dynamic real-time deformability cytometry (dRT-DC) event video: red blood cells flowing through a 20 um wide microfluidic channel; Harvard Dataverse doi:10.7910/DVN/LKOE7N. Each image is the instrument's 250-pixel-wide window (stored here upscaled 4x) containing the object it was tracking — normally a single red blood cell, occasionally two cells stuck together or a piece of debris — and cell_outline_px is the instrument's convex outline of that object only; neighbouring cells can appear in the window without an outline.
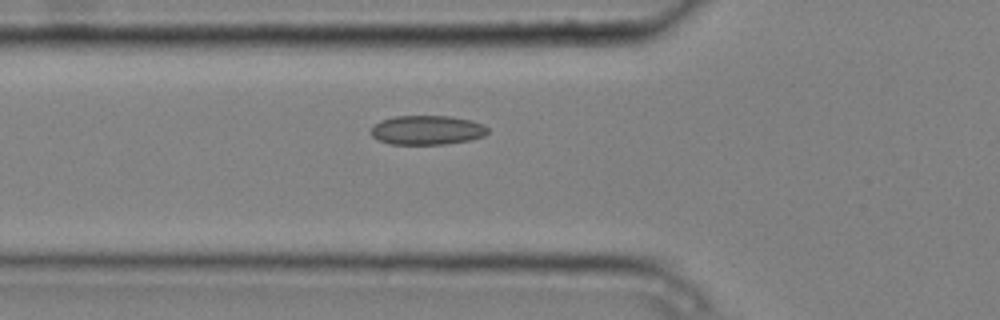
{"species": "common noctule bat (a hibernating species)", "species_latin": "Nyctalus noctula", "temperature_condition": "cold", "stored_images_in_passage": 6, "camera_frame_rate_fps": 3000, "um_per_image_px": 0.085, "animal": {"sex": "male", "body_mass_g": 20.4}, "frame": {"image": 1, "passage_image": 6, "time_ms": 1.667, "image_size_px": [1000, 320], "cell_outline_px": [[488, 132], [484, 136], [468, 140], [444, 144], [392, 144], [380, 140], [372, 136], [368, 132], [380, 120], [396, 116], [452, 116], [472, 120], [484, 124], [488, 128]], "centroid_in_image_um": [36.31, 11.05], "position_along_channel_um": 89.5, "area_um2": 19.94}}